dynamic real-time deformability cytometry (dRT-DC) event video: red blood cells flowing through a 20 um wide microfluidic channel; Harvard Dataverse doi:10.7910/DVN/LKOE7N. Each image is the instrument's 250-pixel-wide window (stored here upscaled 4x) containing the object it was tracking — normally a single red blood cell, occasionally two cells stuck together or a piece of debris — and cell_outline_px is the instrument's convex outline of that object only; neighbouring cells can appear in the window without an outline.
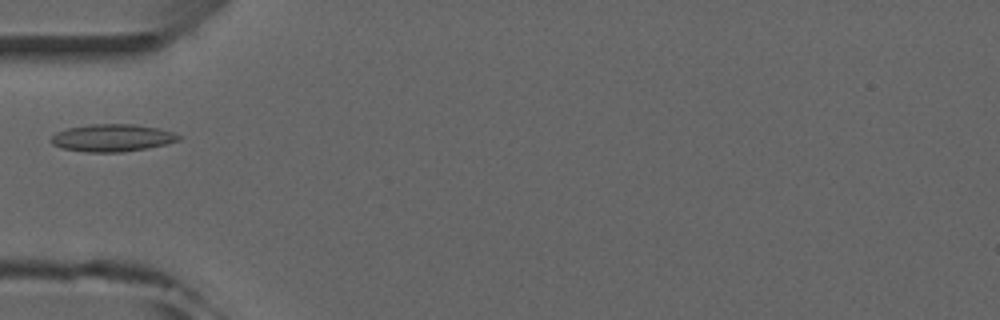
{"species": "common noctule bat (a hibernating species)", "species_latin": "Nyctalus noctula", "temperature_condition": "room temperature", "stored_images_in_passage": 7, "camera_frame_rate_fps": 3000, "um_per_image_px": 0.085, "animal": {"sex": "male", "forearm_length_mm": 52.5}, "frame": {"image": 1, "passage_image": 5, "time_ms": 4.667, "image_size_px": [1000, 320], "cell_outline_px": [[184, 136], [180, 140], [148, 148], [120, 152], [88, 152], [60, 148], [52, 144], [52, 136], [56, 132], [68, 128], [88, 124], [132, 124], [156, 128], [172, 132]], "centroid_in_image_um": [9.54, 11.72], "position_along_channel_um": 75.5, "area_um2": 20.29}}
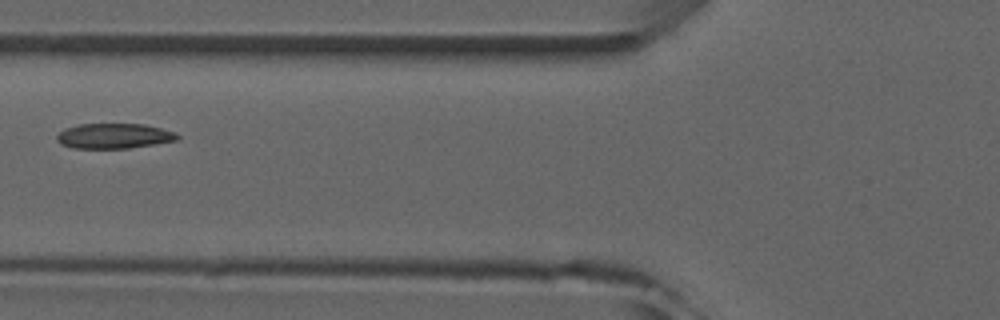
{"frame": {"image": 2, "passage_image": 6, "time_ms": 5.667, "image_size_px": [1000, 320], "cell_outline_px": [[180, 136], [176, 140], [128, 148], [72, 148], [60, 144], [56, 140], [56, 136], [64, 128], [80, 124], [144, 124], [176, 132]], "centroid_in_image_um": [9.65, 11.55], "position_along_channel_um": 116.2, "area_um2": 17.57}}
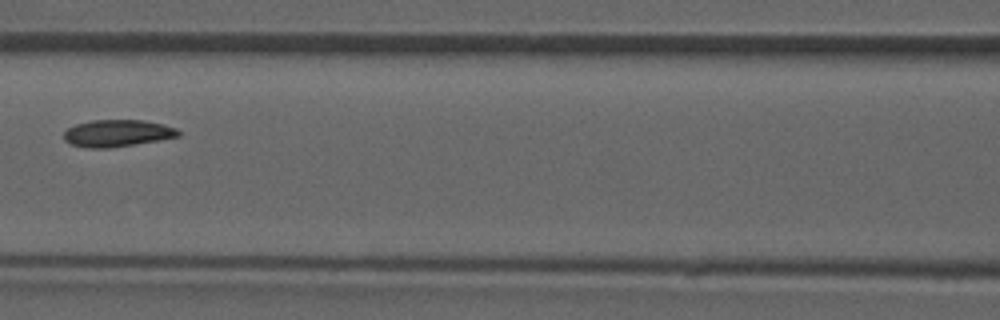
{"frame": {"image": 3, "passage_image": 7, "time_ms": 6.667, "image_size_px": [1000, 320], "cell_outline_px": [[180, 136], [160, 140], [108, 148], [88, 148], [72, 144], [64, 140], [64, 132], [68, 128], [76, 124], [92, 120], [144, 120], [164, 124], [176, 128], [180, 132]], "centroid_in_image_um": [9.99, 11.32], "position_along_channel_um": 156.6, "area_um2": 17.98}}